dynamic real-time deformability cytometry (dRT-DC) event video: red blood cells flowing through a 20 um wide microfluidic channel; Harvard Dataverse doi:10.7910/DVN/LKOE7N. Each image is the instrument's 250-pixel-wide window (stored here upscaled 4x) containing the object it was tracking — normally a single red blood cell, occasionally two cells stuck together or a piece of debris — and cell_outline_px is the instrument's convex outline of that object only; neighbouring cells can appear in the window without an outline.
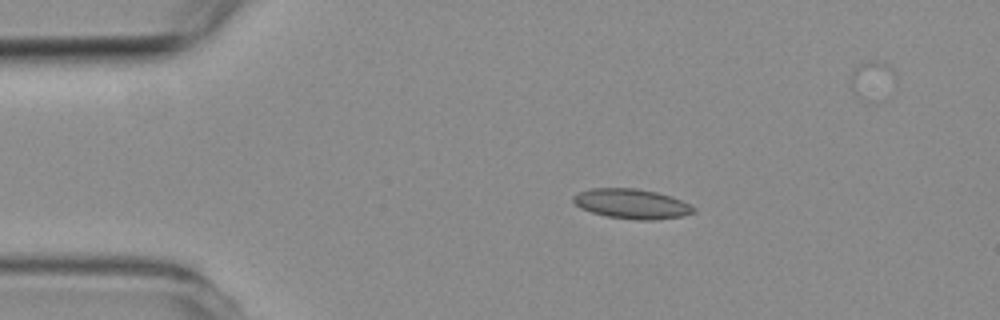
{"species": "common noctule bat (a hibernating species)", "species_latin": "Nyctalus noctula", "temperature_condition": "room temperature", "stored_images_in_passage": 6, "camera_frame_rate_fps": 3000, "um_per_image_px": 0.085, "animal": {"sex": "female", "body_mass_g": 19.3, "forearm_length_mm": 54.1}, "frame": {"image": 1, "passage_image": 3, "time_ms": 2.0, "image_size_px": [1000, 320], "cell_outline_px": [[696, 212], [684, 216], [652, 220], [640, 220], [608, 216], [592, 212], [580, 208], [572, 200], [572, 196], [580, 192], [592, 188], [636, 188], [656, 192], [672, 196], [696, 208]], "centroid_in_image_um": [53.71, 17.32], "position_along_channel_um": 31.3, "area_um2": 20.81}}
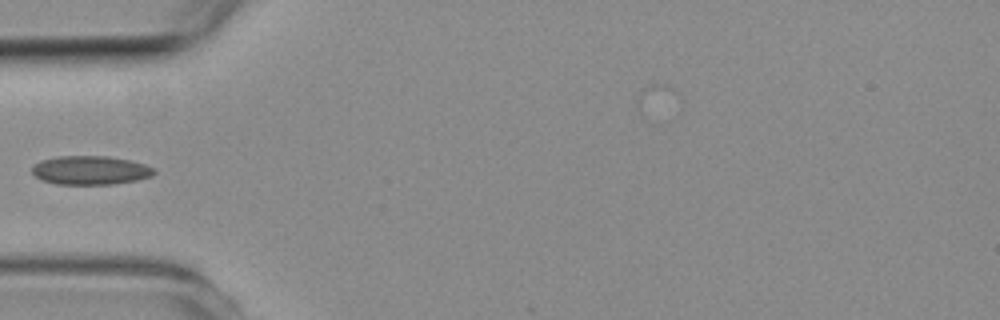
{"frame": {"image": 2, "passage_image": 5, "time_ms": 4.333, "image_size_px": [1000, 320], "cell_outline_px": [[156, 172], [152, 176], [136, 180], [112, 184], [56, 184], [44, 180], [36, 176], [32, 172], [32, 168], [40, 160], [60, 156], [108, 156], [128, 160], [144, 164], [152, 168]], "centroid_in_image_um": [7.68, 14.47], "position_along_channel_um": 77.3, "area_um2": 20.23}}
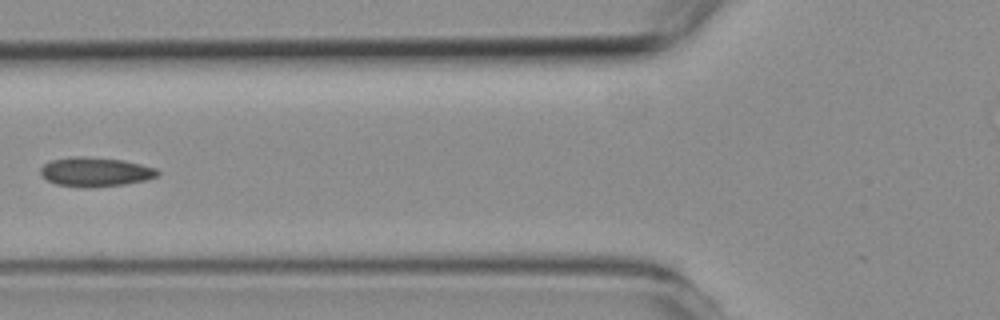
{"frame": {"image": 3, "passage_image": 6, "time_ms": 5.333, "image_size_px": [1000, 320], "cell_outline_px": [[160, 172], [156, 176], [144, 180], [124, 184], [88, 188], [84, 188], [56, 184], [40, 176], [40, 168], [44, 164], [52, 160], [68, 156], [88, 156], [124, 160], [156, 168]], "centroid_in_image_um": [8.06, 14.6], "position_along_channel_um": 117.7, "area_um2": 20.11}}